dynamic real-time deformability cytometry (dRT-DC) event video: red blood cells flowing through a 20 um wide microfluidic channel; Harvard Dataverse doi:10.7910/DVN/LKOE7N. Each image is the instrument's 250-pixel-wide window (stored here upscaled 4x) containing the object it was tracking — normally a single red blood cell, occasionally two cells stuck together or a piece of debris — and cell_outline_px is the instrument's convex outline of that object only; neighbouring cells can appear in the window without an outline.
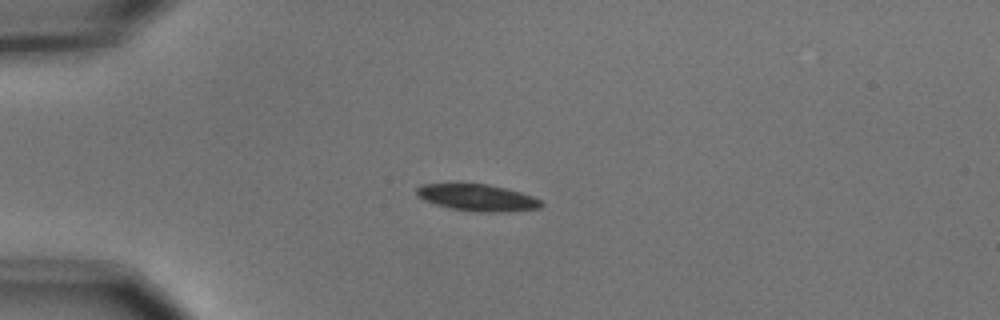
{"species": "common noctule bat (a hibernating species)", "species_latin": "Nyctalus noctula", "temperature_condition": "cold", "stored_images_in_passage": 42, "camera_frame_rate_fps": 3000, "um_per_image_px": 0.085, "animal": {"sex": "male", "body_mass_g": 15.6}, "frame": {"image": 1, "passage_image": 1, "time_ms": 0.0, "image_size_px": [1000, 320], "cell_outline_px": [[544, 204], [540, 208], [496, 212], [476, 212], [452, 208], [436, 204], [424, 200], [416, 196], [416, 188], [420, 184], [488, 184], [520, 192], [532, 196], [540, 200]], "centroid_in_image_um": [40.55, 16.79], "position_along_channel_um": 44.4, "area_um2": 19.19}}
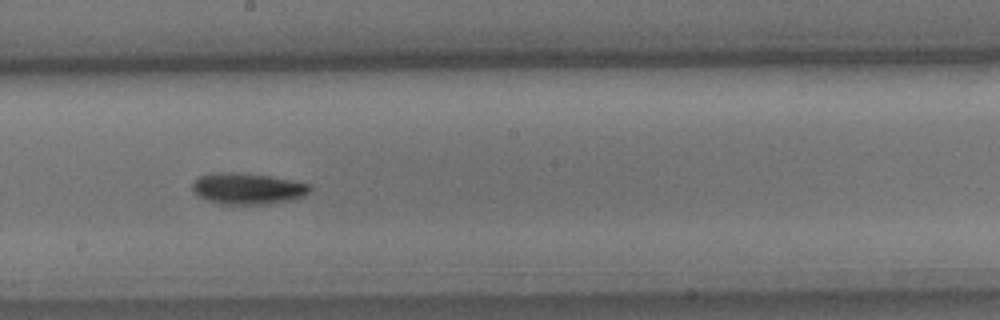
{"frame": {"image": 2, "passage_image": 18, "time_ms": 5.667, "image_size_px": [1000, 320], "cell_outline_px": [[312, 188], [304, 196], [292, 200], [268, 204], [220, 204], [196, 196], [192, 188], [192, 184], [200, 176], [208, 172], [236, 172], [268, 176], [308, 184]], "centroid_in_image_um": [21.0, 16.03], "position_along_channel_um": 227.2, "area_um2": 21.39}}
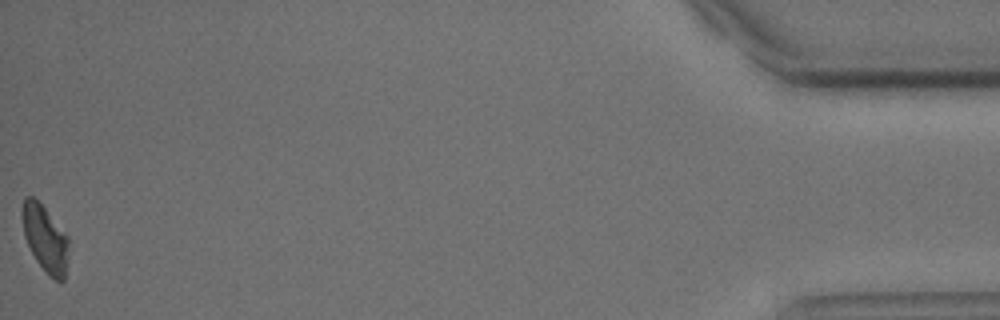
{"frame": {"image": 3, "passage_image": 42, "time_ms": 13.667, "image_size_px": [1000, 320], "cell_outline_px": [[68, 244], [64, 280], [60, 284], [48, 276], [36, 260], [24, 236], [20, 216], [20, 212], [24, 196], [32, 196], [44, 208], [68, 236]], "centroid_in_image_um": [3.8, 20.28], "position_along_channel_um": 431.4, "area_um2": 18.03}, "authors_computed_cell_mechanics": {"area_um2": 19.7676, "velocity_mm_per_s": 3.6636, "shape_relaxation_time_tau1_ms": 3.0742, "shape_relaxation_time_tau2_ms": null, "deformation_change_tau1": 0.1157, "deformation_change_tau2": null}}